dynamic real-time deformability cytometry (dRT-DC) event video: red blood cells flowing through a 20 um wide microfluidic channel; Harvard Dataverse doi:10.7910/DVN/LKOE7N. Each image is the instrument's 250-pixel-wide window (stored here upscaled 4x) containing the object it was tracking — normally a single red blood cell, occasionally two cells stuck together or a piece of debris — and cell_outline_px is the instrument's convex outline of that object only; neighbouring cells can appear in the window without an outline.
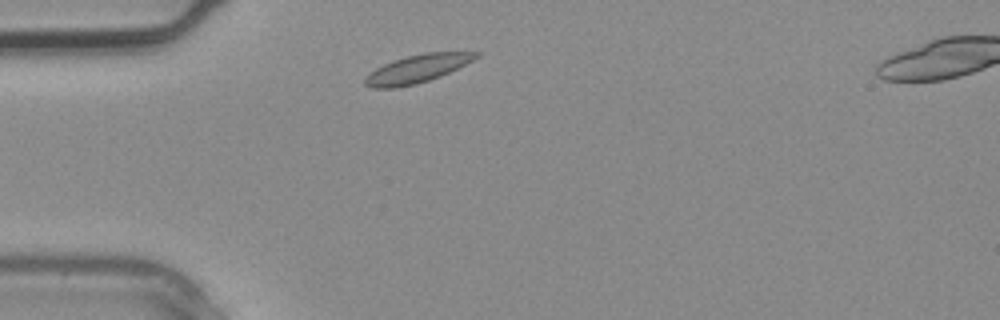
{"species": "common noctule bat (a hibernating species)", "species_latin": "Nyctalus noctula", "temperature_condition": "warm", "stored_images_in_passage": 2, "segment_of_instrument_passage": [1, 2], "camera_frame_rate_fps": 3000, "um_per_image_px": 0.085, "animal": {"sex": "male", "body_mass_g": 20.4}, "frame": {"image": 1, "passage_image": 1, "time_ms": 0.0, "image_size_px": [1000, 320], "cell_outline_px": [[480, 56], [440, 76], [416, 84], [396, 88], [372, 88], [364, 84], [364, 76], [368, 72], [392, 60], [424, 52], [480, 52]], "centroid_in_image_um": [35.39, 5.85], "position_along_channel_um": 49.6, "area_um2": 18.03}}